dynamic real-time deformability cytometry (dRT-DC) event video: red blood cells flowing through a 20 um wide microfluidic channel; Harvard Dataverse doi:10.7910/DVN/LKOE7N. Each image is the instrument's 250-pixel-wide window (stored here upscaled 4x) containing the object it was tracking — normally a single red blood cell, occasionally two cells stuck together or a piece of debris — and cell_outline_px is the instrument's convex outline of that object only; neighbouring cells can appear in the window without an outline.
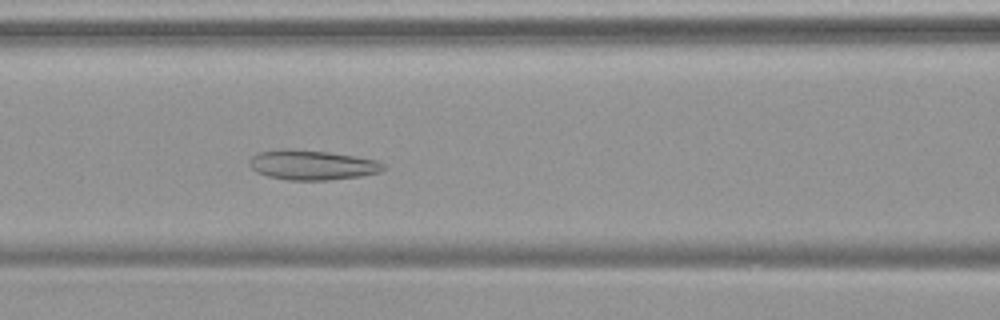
{"species": "common noctule bat (a hibernating species)", "species_latin": "Nyctalus noctula", "temperature_condition": "warm", "stored_images_in_passage": 55, "camera_frame_rate_fps": 3000, "um_per_image_px": 0.085, "animal": {"sex": "female", "body_mass_g": 19.9}, "frame": {"image": 1, "passage_image": 24, "time_ms": 7.667, "image_size_px": [1000, 320], "cell_outline_px": [[388, 168], [380, 172], [360, 176], [328, 180], [288, 180], [268, 176], [256, 172], [248, 164], [248, 160], [252, 156], [260, 152], [280, 148], [292, 148], [328, 152], [376, 160], [384, 164]], "centroid_in_image_um": [26.5, 14.02], "position_along_channel_um": 140.1, "area_um2": 23.41}}
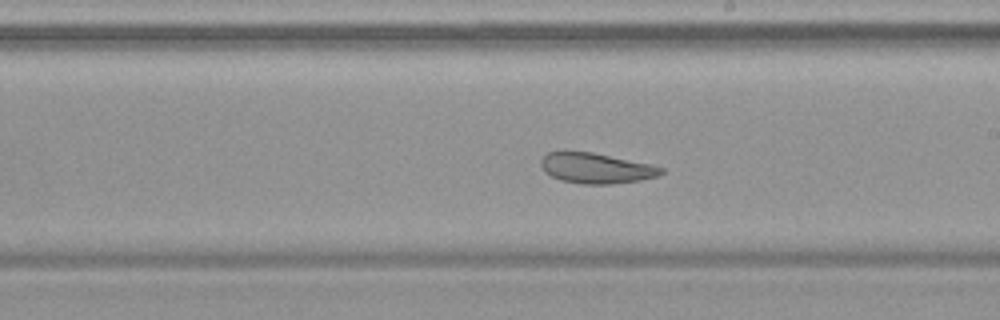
{"frame": {"image": 2, "passage_image": 32, "time_ms": 10.333, "image_size_px": [1000, 320], "cell_outline_px": [[664, 172], [660, 176], [640, 180], [612, 184], [580, 184], [560, 180], [544, 172], [540, 164], [540, 160], [548, 152], [592, 152], [652, 164], [664, 168]], "centroid_in_image_um": [50.7, 14.3], "position_along_channel_um": 238.3, "area_um2": 21.39}}
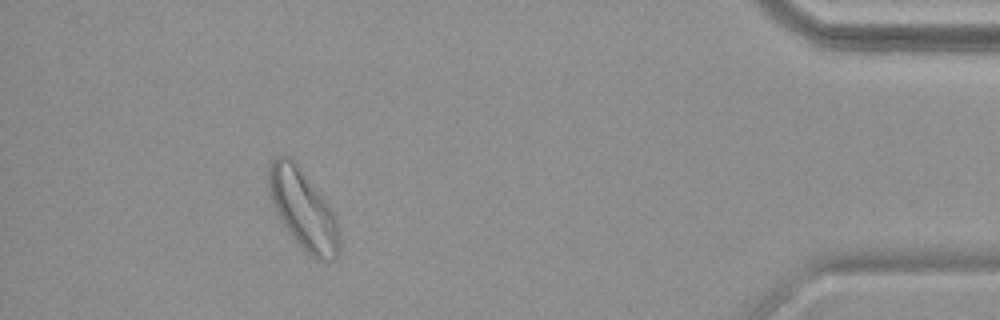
{"frame": {"image": 3, "passage_image": 50, "time_ms": 16.333, "image_size_px": [1000, 320], "cell_outline_px": [[340, 248], [336, 256], [332, 260], [316, 260], [292, 236], [280, 220], [272, 204], [268, 188], [268, 168], [272, 160], [276, 156], [292, 156], [296, 160], [328, 204], [336, 216], [340, 236]], "centroid_in_image_um": [25.76, 17.75], "position_along_channel_um": 409.4, "area_um2": 32.83}}